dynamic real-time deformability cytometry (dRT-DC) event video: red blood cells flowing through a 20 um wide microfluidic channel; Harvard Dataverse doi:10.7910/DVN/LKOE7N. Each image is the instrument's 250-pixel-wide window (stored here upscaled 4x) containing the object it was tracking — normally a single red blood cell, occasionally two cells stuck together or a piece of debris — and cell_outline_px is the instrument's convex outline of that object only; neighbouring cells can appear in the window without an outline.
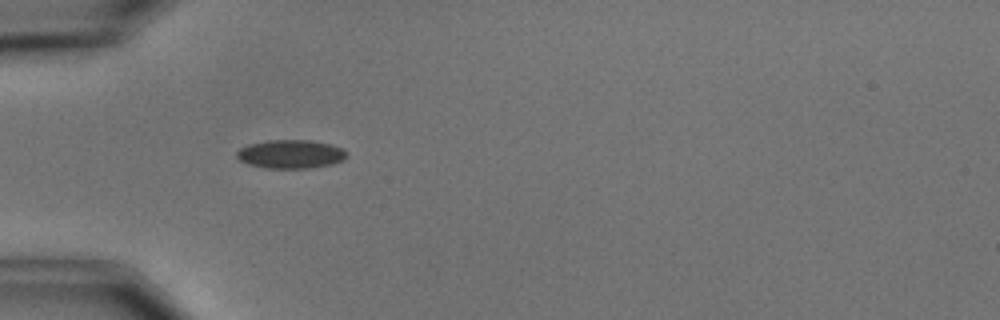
{"species": "common noctule bat (a hibernating species)", "species_latin": "Nyctalus noctula", "temperature_condition": "cold", "stored_images_in_passage": 10, "camera_frame_rate_fps": 3000, "um_per_image_px": 0.085, "animal": {"sex": "male", "body_mass_g": 15.6}, "frame": {"image": 1, "passage_image": 4, "time_ms": 4.333, "image_size_px": [1000, 320], "cell_outline_px": [[348, 156], [344, 160], [332, 164], [308, 168], [264, 168], [248, 164], [240, 160], [236, 156], [236, 152], [240, 148], [248, 144], [268, 140], [308, 140], [332, 144], [344, 148], [348, 152]], "centroid_in_image_um": [24.74, 13.09], "position_along_channel_um": 60.3, "area_um2": 18.55}}
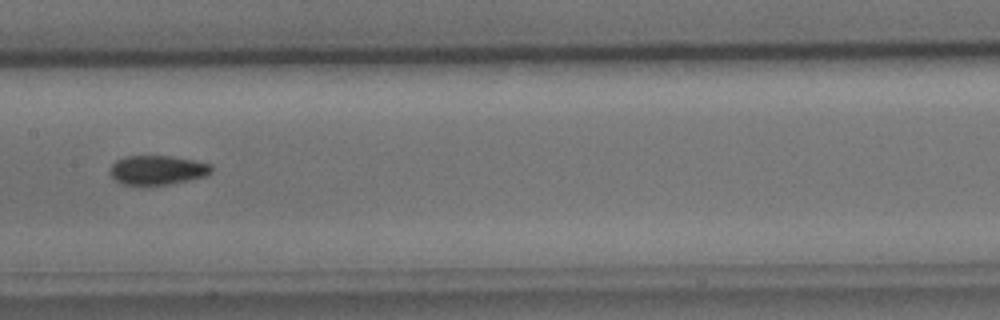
{"frame": {"image": 2, "passage_image": 7, "time_ms": 8.0, "image_size_px": [1000, 320], "cell_outline_px": [[212, 172], [208, 176], [168, 184], [124, 184], [116, 180], [108, 172], [112, 164], [116, 160], [124, 156], [172, 156], [196, 160], [212, 164]], "centroid_in_image_um": [13.41, 14.43], "position_along_channel_um": 194.0, "area_um2": 17.34}}
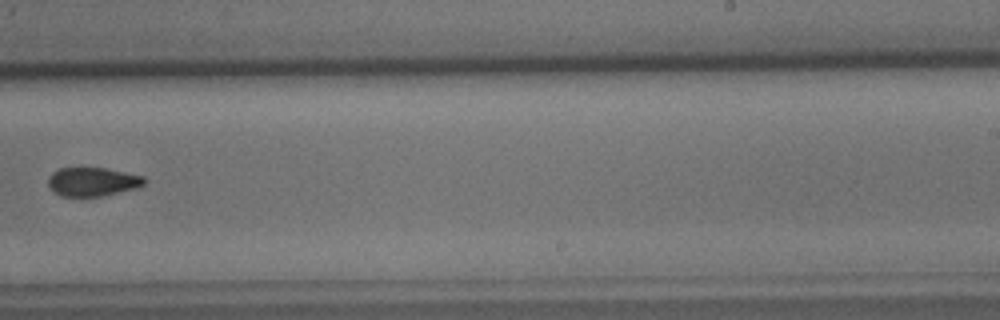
{"frame": {"image": 3, "passage_image": 9, "time_ms": 10.333, "image_size_px": [1000, 320], "cell_outline_px": [[148, 180], [144, 184], [136, 188], [100, 196], [60, 196], [48, 184], [48, 176], [52, 172], [60, 168], [104, 168], [144, 176]], "centroid_in_image_um": [7.88, 15.44], "position_along_channel_um": 281.1, "area_um2": 15.95}}